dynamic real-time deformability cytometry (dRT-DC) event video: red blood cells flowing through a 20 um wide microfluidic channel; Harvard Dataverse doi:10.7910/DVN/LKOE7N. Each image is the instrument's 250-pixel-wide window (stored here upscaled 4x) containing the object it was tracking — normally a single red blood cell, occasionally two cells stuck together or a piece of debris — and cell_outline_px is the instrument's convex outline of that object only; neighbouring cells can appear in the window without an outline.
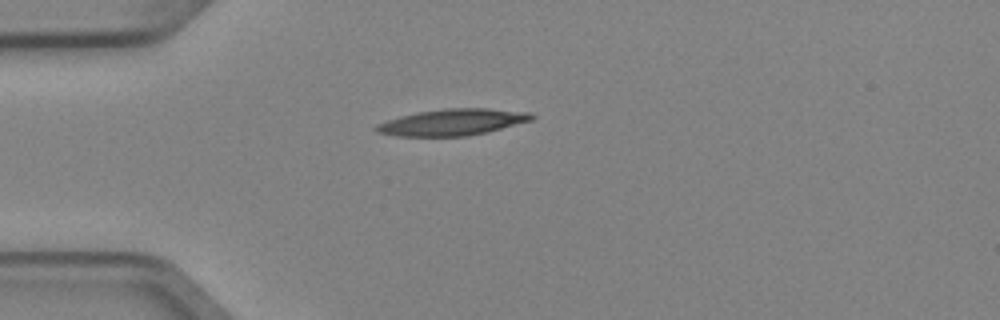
{"species": "Egyptian fruit bat (a non-hibernating species)", "species_latin": "Rousettus aegyptiacus", "temperature_condition": "cold", "stored_images_in_passage": 2, "camera_frame_rate_fps": 3000, "um_per_image_px": 0.085, "animal": {"sex": "female"}, "frame": {"image": 1, "passage_image": 1, "time_ms": 0.0, "image_size_px": [1000, 320], "cell_outline_px": [[536, 116], [532, 120], [488, 132], [468, 136], [396, 136], [376, 132], [372, 128], [376, 124], [400, 116], [416, 112], [444, 108], [488, 108], [532, 112]], "centroid_in_image_um": [38.47, 10.38], "position_along_channel_um": 46.5, "area_um2": 24.22}}